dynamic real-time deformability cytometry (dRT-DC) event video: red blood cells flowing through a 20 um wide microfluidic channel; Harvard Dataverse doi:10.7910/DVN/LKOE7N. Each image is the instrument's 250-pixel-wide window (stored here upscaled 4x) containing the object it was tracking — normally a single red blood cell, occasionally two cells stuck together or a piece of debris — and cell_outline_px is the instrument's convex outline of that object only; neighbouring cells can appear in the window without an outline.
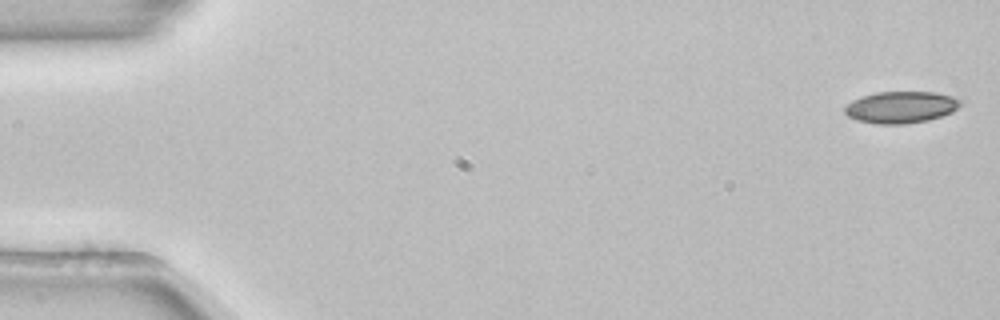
{"species": "common noctule bat (a hibernating species)", "species_latin": "Nyctalus noctula", "temperature_condition": "room temperature", "stored_images_in_passage": 54, "camera_frame_rate_fps": 3000, "um_per_image_px": 0.085, "animal": {"sex": "female", "body_mass_g": 22.7, "forearm_length_mm": 54.2}, "frame": {"image": 1, "passage_image": 1, "time_ms": 0.0, "image_size_px": [1000, 320], "cell_outline_px": [[964, 100], [952, 112], [928, 120], [904, 124], [876, 124], [856, 120], [848, 116], [844, 112], [844, 108], [852, 100], [860, 96], [876, 92], [936, 92], [952, 96]], "centroid_in_image_um": [76.56, 9.11], "position_along_channel_um": 8.4, "area_um2": 21.5}}
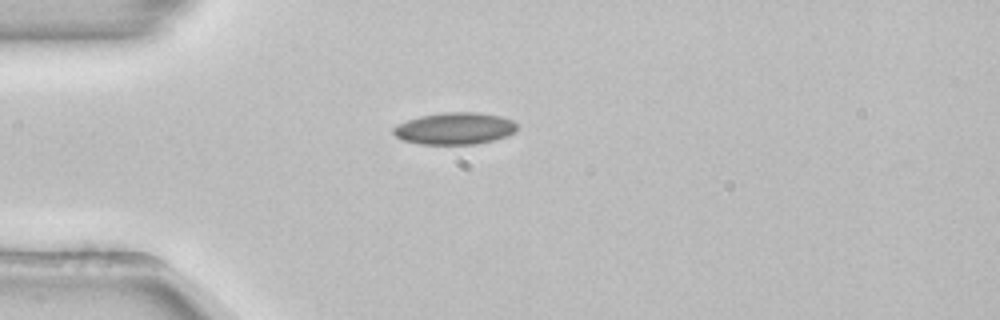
{"frame": {"image": 2, "passage_image": 14, "time_ms": 4.333, "image_size_px": [1000, 320], "cell_outline_px": [[516, 132], [508, 136], [476, 144], [420, 144], [400, 140], [392, 132], [392, 128], [396, 124], [420, 116], [444, 112], [476, 112], [500, 116], [512, 120], [516, 124]], "centroid_in_image_um": [38.62, 10.92], "position_along_channel_um": 46.4, "area_um2": 23.12}}
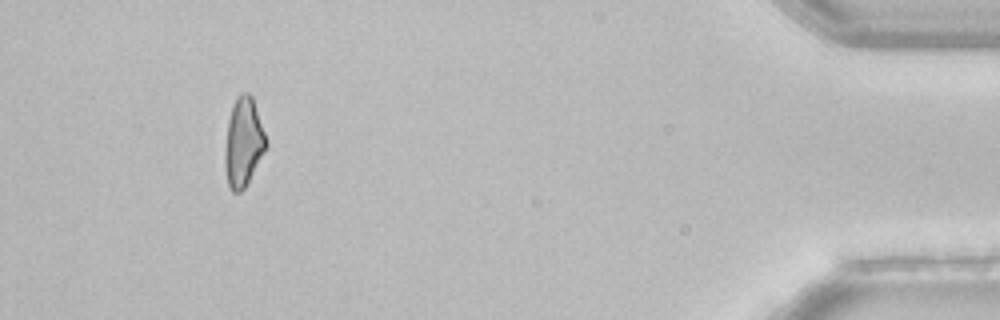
{"frame": {"image": 3, "passage_image": 50, "time_ms": 16.333, "image_size_px": [1000, 320], "cell_outline_px": [[268, 144], [244, 188], [240, 192], [232, 192], [228, 184], [224, 168], [224, 152], [228, 120], [232, 104], [236, 96], [240, 92], [248, 92], [252, 96]], "centroid_in_image_um": [20.66, 12.06], "position_along_channel_um": 414.5, "area_um2": 21.21}, "authors_computed_cell_mechanics": {"area_um2": 22.1374, "velocity_mm_per_s": 3.8891, "shape_relaxation_time_tau1_ms": 6.1283, "shape_relaxation_time_tau2_ms": null, "deformation_change_tau1": 0.1542, "deformation_change_tau2": null}}